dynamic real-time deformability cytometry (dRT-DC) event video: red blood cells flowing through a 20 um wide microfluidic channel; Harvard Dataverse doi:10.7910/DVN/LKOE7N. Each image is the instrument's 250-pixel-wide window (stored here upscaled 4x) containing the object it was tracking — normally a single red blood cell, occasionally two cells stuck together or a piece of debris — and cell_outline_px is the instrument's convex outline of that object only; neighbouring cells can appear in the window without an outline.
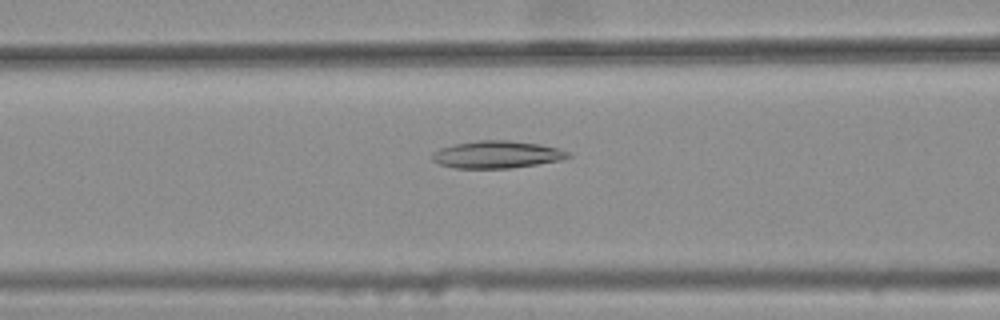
{"species": "common noctule bat (a hibernating species)", "species_latin": "Nyctalus noctula", "temperature_condition": "warm", "stored_images_in_passage": 45, "camera_frame_rate_fps": 3000, "um_per_image_px": 0.085, "animal": {"sex": "female", "body_mass_g": 25.1}, "frame": {"image": 1, "passage_image": 19, "time_ms": 6.0, "image_size_px": [1000, 320], "cell_outline_px": [[572, 156], [560, 160], [536, 164], [508, 168], [456, 168], [440, 164], [432, 160], [432, 152], [440, 148], [456, 144], [476, 140], [508, 140], [540, 144], [556, 148], [568, 152]], "centroid_in_image_um": [42.21, 13.13], "position_along_channel_um": 124.4, "area_um2": 21.44}}
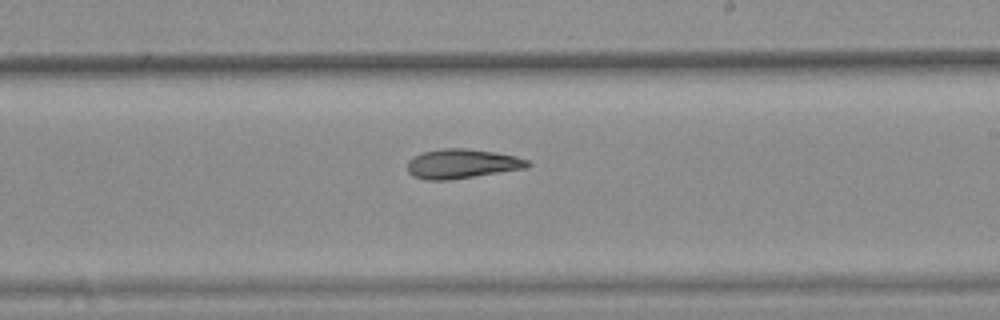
{"frame": {"image": 2, "passage_image": 29, "time_ms": 9.333, "image_size_px": [1000, 320], "cell_outline_px": [[532, 164], [528, 168], [448, 180], [428, 180], [412, 176], [408, 172], [408, 160], [412, 156], [424, 152], [440, 148], [468, 148], [496, 152], [516, 156], [528, 160]], "centroid_in_image_um": [39.28, 13.91], "position_along_channel_um": 249.7, "area_um2": 20.81}}
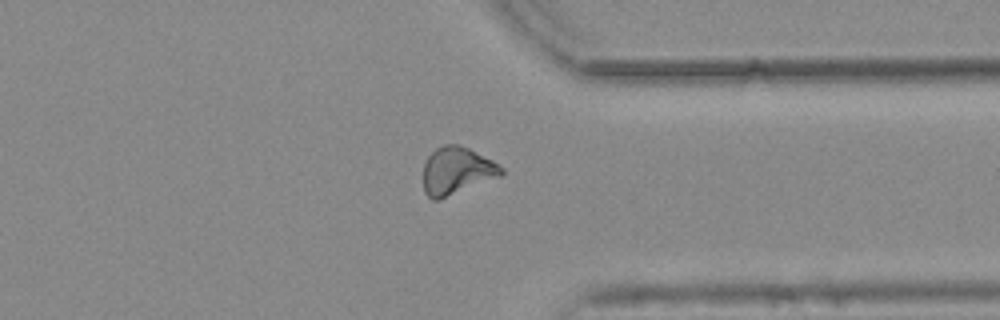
{"frame": {"image": 3, "passage_image": 39, "time_ms": 12.667, "image_size_px": [1000, 320], "cell_outline_px": [[504, 172], [500, 176], [436, 200], [432, 200], [424, 192], [424, 164], [428, 156], [436, 148], [444, 144], [456, 144], [468, 148], [492, 160], [504, 168]], "centroid_in_image_um": [38.81, 14.5], "position_along_channel_um": 372.6, "area_um2": 21.15}}